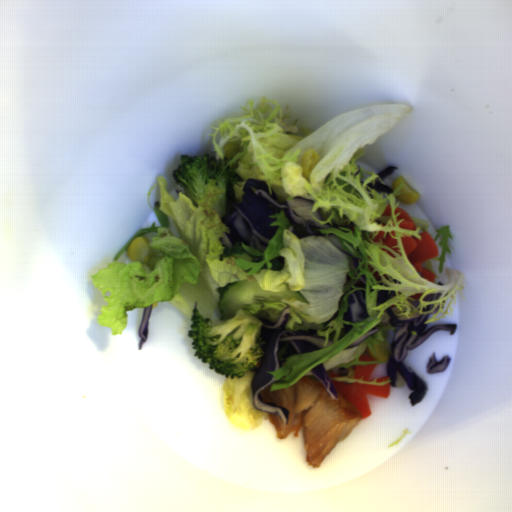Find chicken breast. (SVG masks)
I'll list each match as a JSON object with an SVG mask.
<instances>
[{"mask_svg": "<svg viewBox=\"0 0 512 512\" xmlns=\"http://www.w3.org/2000/svg\"><path fill=\"white\" fill-rule=\"evenodd\" d=\"M271 385L259 390L261 401L282 406L289 411L285 425L280 414L266 412L274 426L277 438L289 434L299 437L302 429L306 462L311 467H320L335 447L345 440L360 422L359 409L335 390L333 399L322 383L303 377L296 384L271 390Z\"/></svg>", "mask_w": 512, "mask_h": 512, "instance_id": "cb542c10", "label": "chicken breast"}]
</instances>
